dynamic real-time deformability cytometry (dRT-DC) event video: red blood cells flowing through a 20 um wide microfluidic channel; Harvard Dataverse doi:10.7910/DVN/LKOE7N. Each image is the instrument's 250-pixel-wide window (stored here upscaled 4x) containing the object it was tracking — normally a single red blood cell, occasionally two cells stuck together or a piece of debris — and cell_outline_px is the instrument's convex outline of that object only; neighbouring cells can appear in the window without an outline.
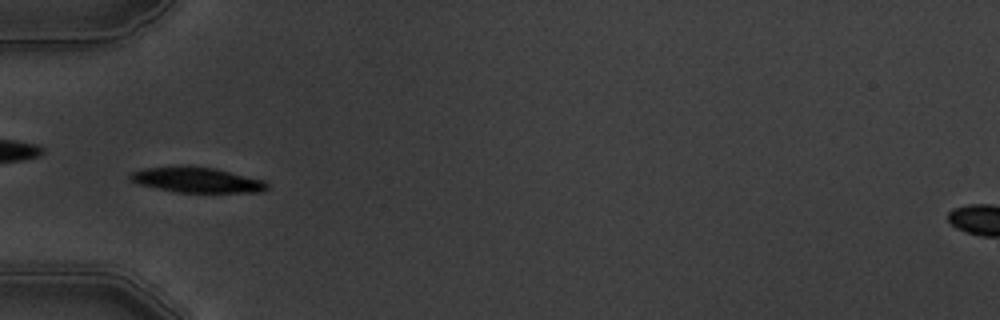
{"species": "common noctule bat (a hibernating species)", "species_latin": "Nyctalus noctula", "temperature_condition": "warm", "stored_images_in_passage": 9, "camera_frame_rate_fps": 3000, "um_per_image_px": 0.085, "animal": {"sex": "male", "body_mass_g": 19.5, "forearm_length_mm": 54.6}, "frame": {"image": 1, "passage_image": 4, "time_ms": 4.333, "image_size_px": [1000, 320], "cell_outline_px": [[268, 188], [264, 192], [176, 192], [156, 188], [140, 184], [128, 180], [128, 176], [132, 172], [144, 168], [216, 168], [264, 180], [268, 184]], "centroid_in_image_um": [16.78, 15.33], "position_along_channel_um": 68.2, "area_um2": 19.54}}